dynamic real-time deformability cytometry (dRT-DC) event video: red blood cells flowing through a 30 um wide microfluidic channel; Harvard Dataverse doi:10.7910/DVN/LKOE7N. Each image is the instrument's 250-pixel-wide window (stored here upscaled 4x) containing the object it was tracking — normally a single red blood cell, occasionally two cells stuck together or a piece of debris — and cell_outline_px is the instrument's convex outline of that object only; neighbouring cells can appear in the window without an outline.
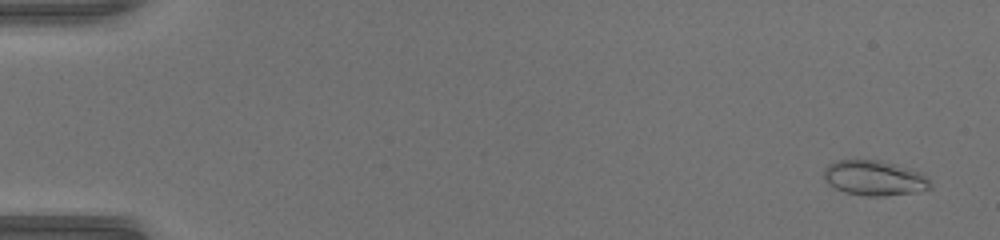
{"species": "common noctule bat (a hibernating species)", "species_latin": "Nyctalus noctula", "temperature_condition": "warm", "stored_images_in_passage": 51, "camera_frame_rate_fps": 3000, "um_per_image_px": 0.085, "animal": {"sex": "female", "body_mass_g": 17.0, "forearm_length_mm": 48.0}, "frame": {"image": 1, "passage_image": 3, "time_ms": 0.667, "image_size_px": [1000, 240], "cell_outline_px": [[932, 188], [912, 192], [884, 196], [864, 196], [844, 192], [828, 184], [824, 180], [824, 168], [828, 164], [836, 160], [880, 160], [896, 164], [924, 172], [932, 184]], "centroid_in_image_um": [74.33, 15.12], "position_along_channel_um": 10.7, "area_um2": 22.02}}
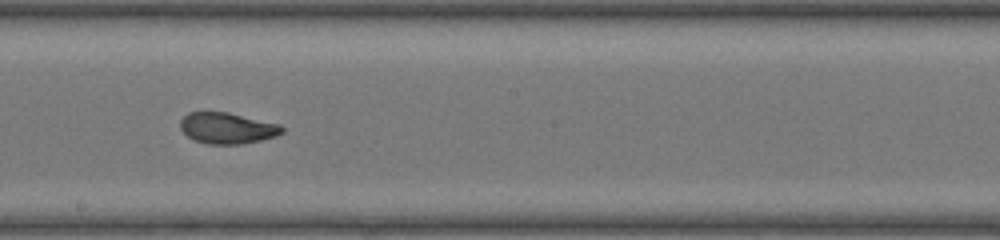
{"frame": {"image": 2, "passage_image": 30, "time_ms": 9.667, "image_size_px": [1000, 240], "cell_outline_px": [[284, 132], [276, 136], [260, 140], [240, 144], [208, 144], [192, 140], [180, 128], [180, 120], [188, 112], [228, 112], [280, 124], [284, 128]], "centroid_in_image_um": [19.31, 10.89], "position_along_channel_um": 228.9, "area_um2": 18.5}}
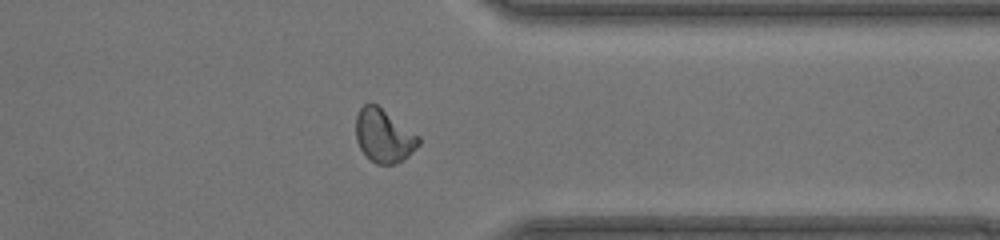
{"frame": {"image": 3, "passage_image": 41, "time_ms": 13.333, "image_size_px": [1000, 240], "cell_outline_px": [[420, 144], [408, 156], [396, 164], [376, 164], [360, 148], [356, 140], [356, 116], [360, 108], [364, 104], [376, 104], [420, 136]], "centroid_in_image_um": [32.63, 11.54], "position_along_channel_um": 378.8, "area_um2": 19.31}, "authors_computed_cell_mechanics": {"area_um2": 19.652, "velocity_mm_per_s": 4.1995, "shape_relaxation_time_tau1_ms": 4.1798, "shape_relaxation_time_tau2_ms": 0.8417, "deformation_change_tau1": 0.1662, "deformation_change_tau2": 0.0558}}